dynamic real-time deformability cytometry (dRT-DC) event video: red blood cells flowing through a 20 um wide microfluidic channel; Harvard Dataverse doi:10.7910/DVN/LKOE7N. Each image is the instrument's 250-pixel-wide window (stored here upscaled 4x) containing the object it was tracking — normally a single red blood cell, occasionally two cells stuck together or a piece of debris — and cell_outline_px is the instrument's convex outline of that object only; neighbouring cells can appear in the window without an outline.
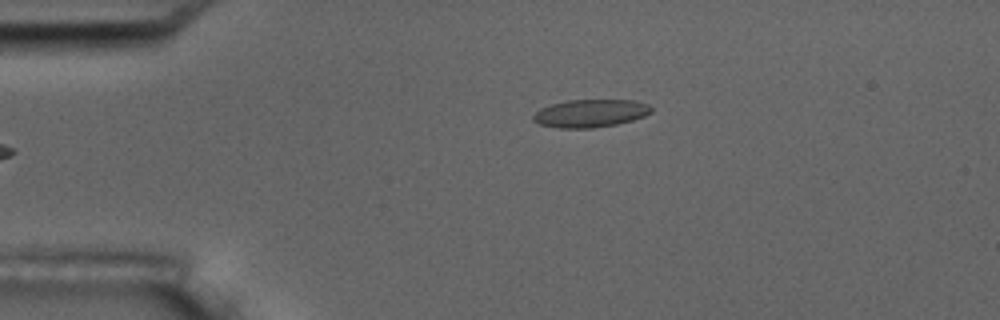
{"species": "common noctule bat (a hibernating species)", "species_latin": "Nyctalus noctula", "temperature_condition": "room temperature", "stored_images_in_passage": 5, "camera_frame_rate_fps": 3000, "um_per_image_px": 0.085, "animal": {"sex": "male", "body_mass_g": 17.5, "forearm_length_mm": 52.3}, "frame": {"image": 1, "passage_image": 5, "time_ms": 5.333, "image_size_px": [1000, 320], "cell_outline_px": [[652, 112], [644, 116], [632, 120], [616, 124], [592, 128], [560, 128], [540, 124], [532, 120], [532, 116], [540, 108], [552, 104], [568, 100], [632, 100], [648, 104], [652, 108]], "centroid_in_image_um": [50.18, 9.63], "position_along_channel_um": 34.8, "area_um2": 19.07}}